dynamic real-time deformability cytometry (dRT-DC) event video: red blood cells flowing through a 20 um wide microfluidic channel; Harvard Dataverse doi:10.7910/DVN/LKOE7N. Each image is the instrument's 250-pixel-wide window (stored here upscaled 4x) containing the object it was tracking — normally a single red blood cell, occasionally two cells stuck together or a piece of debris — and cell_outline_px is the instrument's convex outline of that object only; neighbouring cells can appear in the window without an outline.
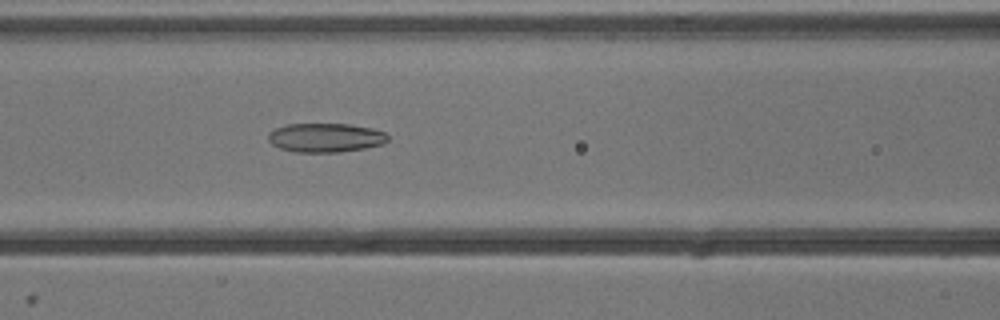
{"species": "common noctule bat (a hibernating species)", "species_latin": "Nyctalus noctula", "temperature_condition": "cold", "stored_images_in_passage": 46, "camera_frame_rate_fps": 3000, "um_per_image_px": 0.085, "animal": {"sex": "male", "body_mass_g": 13.3}, "frame": {"image": 1, "passage_image": 16, "time_ms": 5.0, "image_size_px": [1000, 320], "cell_outline_px": [[388, 140], [384, 144], [364, 148], [340, 152], [296, 152], [280, 148], [272, 144], [268, 140], [268, 132], [276, 128], [288, 124], [348, 124], [372, 128], [384, 132], [388, 136]], "centroid_in_image_um": [27.67, 11.7], "position_along_channel_um": 138.9, "area_um2": 20.23}}
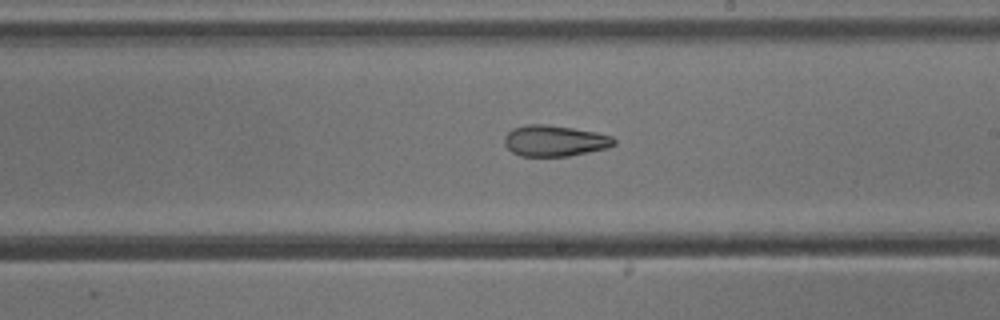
{"frame": {"image": 2, "passage_image": 24, "time_ms": 7.667, "image_size_px": [1000, 320], "cell_outline_px": [[616, 144], [608, 148], [568, 156], [520, 156], [512, 152], [504, 144], [504, 136], [512, 128], [524, 124], [548, 124], [596, 132], [612, 136], [616, 140]], "centroid_in_image_um": [47.13, 11.96], "position_along_channel_um": 241.9, "area_um2": 20.0}}
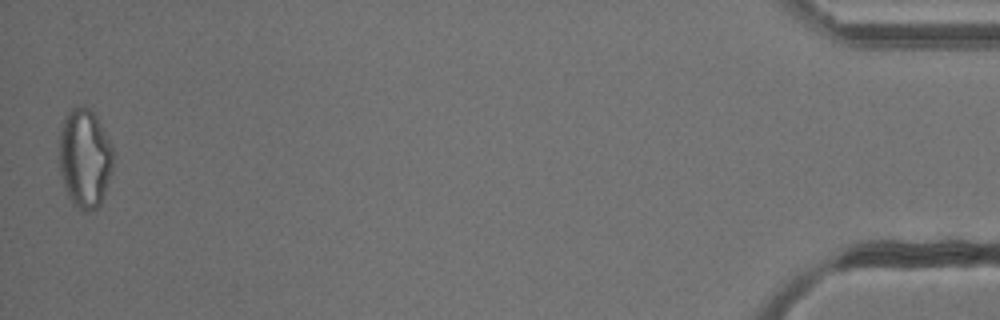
{"frame": {"image": 3, "passage_image": 46, "time_ms": 15.0, "image_size_px": [1000, 320], "cell_outline_px": [[112, 172], [100, 204], [92, 212], [80, 212], [72, 204], [64, 188], [60, 172], [60, 132], [64, 116], [72, 108], [84, 104], [96, 116], [112, 144]], "centroid_in_image_um": [7.2, 13.48], "position_along_channel_um": 428.0, "area_um2": 31.44}, "authors_computed_cell_mechanics": {"area_um2": 22.9177, "velocity_mm_per_s": 3.8583, "shape_relaxation_time_tau1_ms": null, "shape_relaxation_time_tau2_ms": 2.847, "deformation_change_tau1": null, "deformation_change_tau2": 0.0992}}